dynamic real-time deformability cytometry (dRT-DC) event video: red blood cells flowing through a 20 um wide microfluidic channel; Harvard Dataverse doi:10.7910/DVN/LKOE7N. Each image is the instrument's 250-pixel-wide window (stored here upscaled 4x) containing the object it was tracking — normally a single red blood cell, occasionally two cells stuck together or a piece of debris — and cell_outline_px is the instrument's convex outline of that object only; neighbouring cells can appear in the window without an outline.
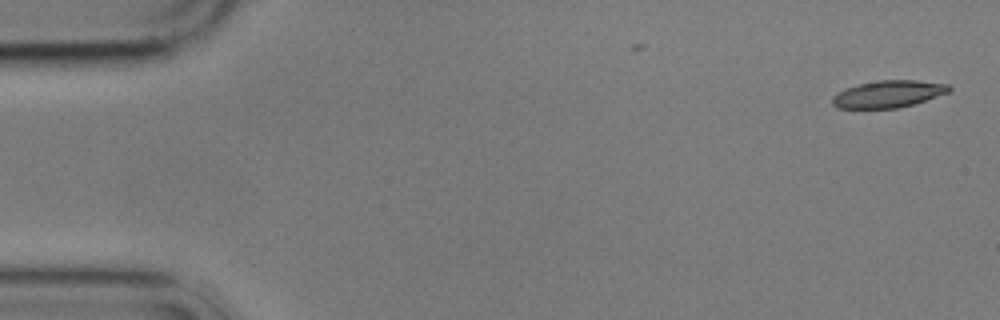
{"species": "common noctule bat (a hibernating species)", "species_latin": "Nyctalus noctula", "temperature_condition": "cold", "stored_images_in_passage": 2, "camera_frame_rate_fps": 3000, "um_per_image_px": 0.085, "animal": {"sex": "male", "body_mass_g": 17.9}, "frame": {"image": 1, "passage_image": 2, "time_ms": 1.333, "image_size_px": [1000, 320], "cell_outline_px": [[952, 88], [948, 92], [912, 104], [896, 108], [836, 108], [832, 104], [832, 96], [844, 88], [860, 84], [880, 80], [916, 80], [948, 84]], "centroid_in_image_um": [75.46, 7.99], "position_along_channel_um": 9.5, "area_um2": 18.21}}